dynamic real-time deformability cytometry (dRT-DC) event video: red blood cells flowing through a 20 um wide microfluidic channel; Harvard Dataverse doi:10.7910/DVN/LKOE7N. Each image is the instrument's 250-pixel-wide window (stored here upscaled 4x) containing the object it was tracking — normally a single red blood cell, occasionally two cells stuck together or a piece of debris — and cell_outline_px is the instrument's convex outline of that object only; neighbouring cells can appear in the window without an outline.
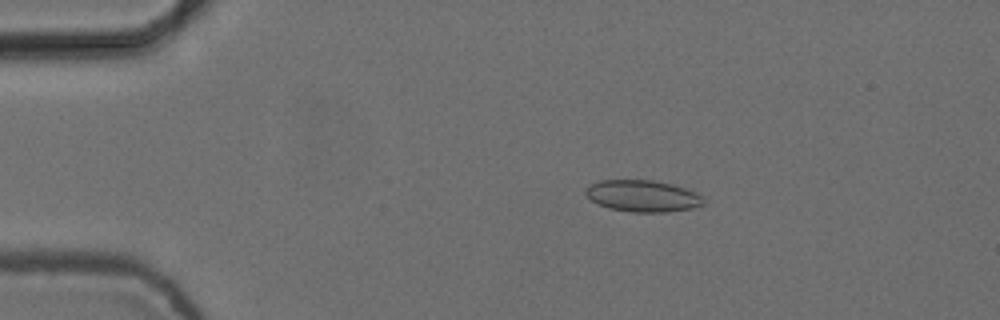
{"species": "common noctule bat (a hibernating species)", "species_latin": "Nyctalus noctula", "temperature_condition": "cold", "stored_images_in_passage": 9, "camera_frame_rate_fps": 3000, "um_per_image_px": 0.085, "animal": {"sex": "female", "body_mass_g": 24.6, "forearm_length_mm": 56.2}, "frame": {"image": 1, "passage_image": 3, "time_ms": 0.667, "image_size_px": [1000, 320], "cell_outline_px": [[704, 204], [692, 208], [668, 212], [632, 212], [608, 208], [592, 200], [584, 192], [584, 188], [588, 184], [600, 180], [652, 180], [672, 184], [684, 188], [700, 196], [704, 200]], "centroid_in_image_um": [54.58, 16.65], "position_along_channel_um": 30.4, "area_um2": 21.62}}
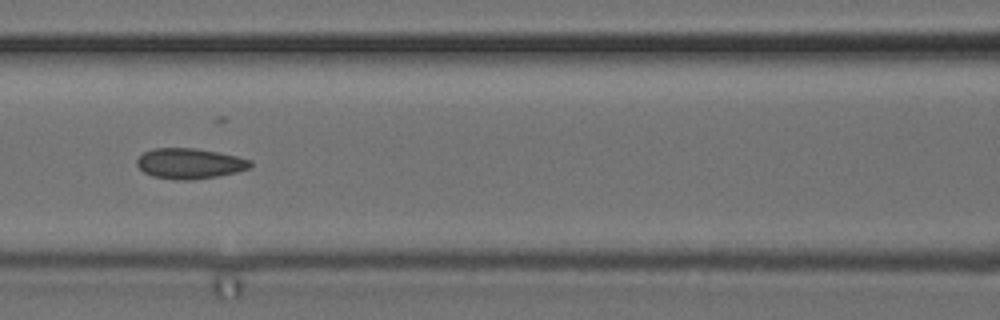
{"frame": {"image": 2, "passage_image": 7, "time_ms": 2.0, "image_size_px": [1000, 320], "cell_outline_px": [[252, 164], [248, 168], [236, 172], [216, 176], [192, 180], [176, 180], [152, 176], [144, 172], [136, 164], [136, 160], [144, 152], [152, 148], [196, 148], [236, 156], [252, 160]], "centroid_in_image_um": [16.09, 13.9], "position_along_channel_um": 150.5, "area_um2": 20.06}}
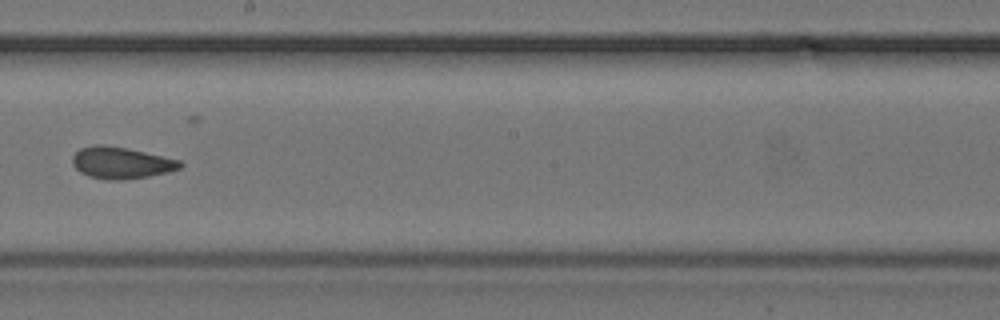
{"frame": {"image": 3, "passage_image": 9, "time_ms": 2.667, "image_size_px": [1000, 320], "cell_outline_px": [[184, 164], [180, 168], [168, 172], [148, 176], [120, 180], [108, 180], [88, 176], [80, 172], [72, 164], [72, 156], [80, 148], [96, 144], [104, 144], [128, 148], [180, 160]], "centroid_in_image_um": [10.28, 13.83], "position_along_channel_um": 237.9, "area_um2": 19.94}}